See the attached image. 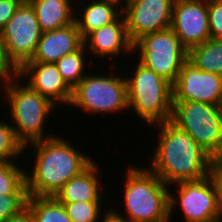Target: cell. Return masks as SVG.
<instances>
[{
	"mask_svg": "<svg viewBox=\"0 0 222 222\" xmlns=\"http://www.w3.org/2000/svg\"><path fill=\"white\" fill-rule=\"evenodd\" d=\"M154 125L159 141L148 168L166 185L209 176L217 162L186 131L171 120Z\"/></svg>",
	"mask_w": 222,
	"mask_h": 222,
	"instance_id": "obj_1",
	"label": "cell"
},
{
	"mask_svg": "<svg viewBox=\"0 0 222 222\" xmlns=\"http://www.w3.org/2000/svg\"><path fill=\"white\" fill-rule=\"evenodd\" d=\"M30 145L36 157L31 173L26 171L28 196L54 197L65 183L94 162L58 135L30 143L25 150Z\"/></svg>",
	"mask_w": 222,
	"mask_h": 222,
	"instance_id": "obj_2",
	"label": "cell"
},
{
	"mask_svg": "<svg viewBox=\"0 0 222 222\" xmlns=\"http://www.w3.org/2000/svg\"><path fill=\"white\" fill-rule=\"evenodd\" d=\"M131 166L128 165L123 185L127 215L112 211L128 222H170L168 185L148 167Z\"/></svg>",
	"mask_w": 222,
	"mask_h": 222,
	"instance_id": "obj_3",
	"label": "cell"
},
{
	"mask_svg": "<svg viewBox=\"0 0 222 222\" xmlns=\"http://www.w3.org/2000/svg\"><path fill=\"white\" fill-rule=\"evenodd\" d=\"M20 80L21 78L18 76L0 82L2 85H0V88L5 92L4 96L8 102L16 137L26 146L30 143L49 139L54 136L53 134L46 136L44 126L48 115L58 107L32 89L27 83L24 85L20 84Z\"/></svg>",
	"mask_w": 222,
	"mask_h": 222,
	"instance_id": "obj_4",
	"label": "cell"
},
{
	"mask_svg": "<svg viewBox=\"0 0 222 222\" xmlns=\"http://www.w3.org/2000/svg\"><path fill=\"white\" fill-rule=\"evenodd\" d=\"M134 68L126 74L128 108L152 127L171 120L172 84L139 61Z\"/></svg>",
	"mask_w": 222,
	"mask_h": 222,
	"instance_id": "obj_5",
	"label": "cell"
},
{
	"mask_svg": "<svg viewBox=\"0 0 222 222\" xmlns=\"http://www.w3.org/2000/svg\"><path fill=\"white\" fill-rule=\"evenodd\" d=\"M171 121L186 131L217 163L222 161V114L219 105L172 102Z\"/></svg>",
	"mask_w": 222,
	"mask_h": 222,
	"instance_id": "obj_6",
	"label": "cell"
},
{
	"mask_svg": "<svg viewBox=\"0 0 222 222\" xmlns=\"http://www.w3.org/2000/svg\"><path fill=\"white\" fill-rule=\"evenodd\" d=\"M87 74L73 89L69 106L82 108L89 115L121 113L129 109L126 77L116 76L112 71L113 76Z\"/></svg>",
	"mask_w": 222,
	"mask_h": 222,
	"instance_id": "obj_7",
	"label": "cell"
},
{
	"mask_svg": "<svg viewBox=\"0 0 222 222\" xmlns=\"http://www.w3.org/2000/svg\"><path fill=\"white\" fill-rule=\"evenodd\" d=\"M133 50L139 53L137 60L141 64L171 84L188 60V51L171 28L142 36L133 44Z\"/></svg>",
	"mask_w": 222,
	"mask_h": 222,
	"instance_id": "obj_8",
	"label": "cell"
},
{
	"mask_svg": "<svg viewBox=\"0 0 222 222\" xmlns=\"http://www.w3.org/2000/svg\"><path fill=\"white\" fill-rule=\"evenodd\" d=\"M0 32L11 59L19 68L31 61L43 33L30 3L20 4Z\"/></svg>",
	"mask_w": 222,
	"mask_h": 222,
	"instance_id": "obj_9",
	"label": "cell"
},
{
	"mask_svg": "<svg viewBox=\"0 0 222 222\" xmlns=\"http://www.w3.org/2000/svg\"><path fill=\"white\" fill-rule=\"evenodd\" d=\"M175 185L179 199L169 192V220L179 202L178 206L180 204L185 222H217L216 192L210 175L200 180L183 181Z\"/></svg>",
	"mask_w": 222,
	"mask_h": 222,
	"instance_id": "obj_10",
	"label": "cell"
},
{
	"mask_svg": "<svg viewBox=\"0 0 222 222\" xmlns=\"http://www.w3.org/2000/svg\"><path fill=\"white\" fill-rule=\"evenodd\" d=\"M174 1L125 0L123 15L131 42L134 44L146 34L169 29Z\"/></svg>",
	"mask_w": 222,
	"mask_h": 222,
	"instance_id": "obj_11",
	"label": "cell"
},
{
	"mask_svg": "<svg viewBox=\"0 0 222 222\" xmlns=\"http://www.w3.org/2000/svg\"><path fill=\"white\" fill-rule=\"evenodd\" d=\"M222 98V76L204 72L188 60L172 84V102H200L219 105Z\"/></svg>",
	"mask_w": 222,
	"mask_h": 222,
	"instance_id": "obj_12",
	"label": "cell"
},
{
	"mask_svg": "<svg viewBox=\"0 0 222 222\" xmlns=\"http://www.w3.org/2000/svg\"><path fill=\"white\" fill-rule=\"evenodd\" d=\"M170 28L187 51L210 39L207 0H175Z\"/></svg>",
	"mask_w": 222,
	"mask_h": 222,
	"instance_id": "obj_13",
	"label": "cell"
},
{
	"mask_svg": "<svg viewBox=\"0 0 222 222\" xmlns=\"http://www.w3.org/2000/svg\"><path fill=\"white\" fill-rule=\"evenodd\" d=\"M19 77H26L25 83L54 105L70 104L73 89L62 78L55 63H25L20 68Z\"/></svg>",
	"mask_w": 222,
	"mask_h": 222,
	"instance_id": "obj_14",
	"label": "cell"
},
{
	"mask_svg": "<svg viewBox=\"0 0 222 222\" xmlns=\"http://www.w3.org/2000/svg\"><path fill=\"white\" fill-rule=\"evenodd\" d=\"M83 41L87 51L100 58H117L124 51L126 55L134 53L123 14L116 21L90 32Z\"/></svg>",
	"mask_w": 222,
	"mask_h": 222,
	"instance_id": "obj_15",
	"label": "cell"
},
{
	"mask_svg": "<svg viewBox=\"0 0 222 222\" xmlns=\"http://www.w3.org/2000/svg\"><path fill=\"white\" fill-rule=\"evenodd\" d=\"M84 44L76 22L43 32L31 61L27 63H56L63 56L77 51Z\"/></svg>",
	"mask_w": 222,
	"mask_h": 222,
	"instance_id": "obj_16",
	"label": "cell"
},
{
	"mask_svg": "<svg viewBox=\"0 0 222 222\" xmlns=\"http://www.w3.org/2000/svg\"><path fill=\"white\" fill-rule=\"evenodd\" d=\"M93 162L80 175L71 178L54 196L59 202L104 201L99 167ZM99 176V177H98ZM103 198V199H102Z\"/></svg>",
	"mask_w": 222,
	"mask_h": 222,
	"instance_id": "obj_17",
	"label": "cell"
},
{
	"mask_svg": "<svg viewBox=\"0 0 222 222\" xmlns=\"http://www.w3.org/2000/svg\"><path fill=\"white\" fill-rule=\"evenodd\" d=\"M71 0H31L42 32L66 27L74 22L75 10Z\"/></svg>",
	"mask_w": 222,
	"mask_h": 222,
	"instance_id": "obj_18",
	"label": "cell"
},
{
	"mask_svg": "<svg viewBox=\"0 0 222 222\" xmlns=\"http://www.w3.org/2000/svg\"><path fill=\"white\" fill-rule=\"evenodd\" d=\"M88 2L89 4L83 6L84 8L80 7L79 14L81 15L76 16L78 14L76 12L74 18L83 39L90 32L116 21L123 14V9L117 4L97 0Z\"/></svg>",
	"mask_w": 222,
	"mask_h": 222,
	"instance_id": "obj_19",
	"label": "cell"
},
{
	"mask_svg": "<svg viewBox=\"0 0 222 222\" xmlns=\"http://www.w3.org/2000/svg\"><path fill=\"white\" fill-rule=\"evenodd\" d=\"M188 61L204 72L222 76V38H210L190 49Z\"/></svg>",
	"mask_w": 222,
	"mask_h": 222,
	"instance_id": "obj_20",
	"label": "cell"
},
{
	"mask_svg": "<svg viewBox=\"0 0 222 222\" xmlns=\"http://www.w3.org/2000/svg\"><path fill=\"white\" fill-rule=\"evenodd\" d=\"M26 207L35 222H72L66 210L55 197L28 196Z\"/></svg>",
	"mask_w": 222,
	"mask_h": 222,
	"instance_id": "obj_21",
	"label": "cell"
},
{
	"mask_svg": "<svg viewBox=\"0 0 222 222\" xmlns=\"http://www.w3.org/2000/svg\"><path fill=\"white\" fill-rule=\"evenodd\" d=\"M86 50L83 44L77 51L63 56L55 63L62 78L72 89L86 76Z\"/></svg>",
	"mask_w": 222,
	"mask_h": 222,
	"instance_id": "obj_22",
	"label": "cell"
},
{
	"mask_svg": "<svg viewBox=\"0 0 222 222\" xmlns=\"http://www.w3.org/2000/svg\"><path fill=\"white\" fill-rule=\"evenodd\" d=\"M26 171L13 161L0 162V195L27 194Z\"/></svg>",
	"mask_w": 222,
	"mask_h": 222,
	"instance_id": "obj_23",
	"label": "cell"
},
{
	"mask_svg": "<svg viewBox=\"0 0 222 222\" xmlns=\"http://www.w3.org/2000/svg\"><path fill=\"white\" fill-rule=\"evenodd\" d=\"M105 201L60 202L72 222H100L102 203Z\"/></svg>",
	"mask_w": 222,
	"mask_h": 222,
	"instance_id": "obj_24",
	"label": "cell"
},
{
	"mask_svg": "<svg viewBox=\"0 0 222 222\" xmlns=\"http://www.w3.org/2000/svg\"><path fill=\"white\" fill-rule=\"evenodd\" d=\"M11 125L6 121H0V162L14 161L13 158L18 159L25 153V146L17 139Z\"/></svg>",
	"mask_w": 222,
	"mask_h": 222,
	"instance_id": "obj_25",
	"label": "cell"
},
{
	"mask_svg": "<svg viewBox=\"0 0 222 222\" xmlns=\"http://www.w3.org/2000/svg\"><path fill=\"white\" fill-rule=\"evenodd\" d=\"M27 198L28 194L0 195V222H6L26 208Z\"/></svg>",
	"mask_w": 222,
	"mask_h": 222,
	"instance_id": "obj_26",
	"label": "cell"
},
{
	"mask_svg": "<svg viewBox=\"0 0 222 222\" xmlns=\"http://www.w3.org/2000/svg\"><path fill=\"white\" fill-rule=\"evenodd\" d=\"M210 38H222V0H207Z\"/></svg>",
	"mask_w": 222,
	"mask_h": 222,
	"instance_id": "obj_27",
	"label": "cell"
},
{
	"mask_svg": "<svg viewBox=\"0 0 222 222\" xmlns=\"http://www.w3.org/2000/svg\"><path fill=\"white\" fill-rule=\"evenodd\" d=\"M19 73L20 68L11 59L0 32V82L16 78Z\"/></svg>",
	"mask_w": 222,
	"mask_h": 222,
	"instance_id": "obj_28",
	"label": "cell"
},
{
	"mask_svg": "<svg viewBox=\"0 0 222 222\" xmlns=\"http://www.w3.org/2000/svg\"><path fill=\"white\" fill-rule=\"evenodd\" d=\"M216 192L217 222H222V165L217 163L209 174Z\"/></svg>",
	"mask_w": 222,
	"mask_h": 222,
	"instance_id": "obj_29",
	"label": "cell"
},
{
	"mask_svg": "<svg viewBox=\"0 0 222 222\" xmlns=\"http://www.w3.org/2000/svg\"><path fill=\"white\" fill-rule=\"evenodd\" d=\"M20 4L16 0H0V31L13 17Z\"/></svg>",
	"mask_w": 222,
	"mask_h": 222,
	"instance_id": "obj_30",
	"label": "cell"
},
{
	"mask_svg": "<svg viewBox=\"0 0 222 222\" xmlns=\"http://www.w3.org/2000/svg\"><path fill=\"white\" fill-rule=\"evenodd\" d=\"M6 222H35L30 210L26 207L19 214L12 216Z\"/></svg>",
	"mask_w": 222,
	"mask_h": 222,
	"instance_id": "obj_31",
	"label": "cell"
},
{
	"mask_svg": "<svg viewBox=\"0 0 222 222\" xmlns=\"http://www.w3.org/2000/svg\"><path fill=\"white\" fill-rule=\"evenodd\" d=\"M103 219L100 222H128L124 218L116 215L112 209H109L108 211H104Z\"/></svg>",
	"mask_w": 222,
	"mask_h": 222,
	"instance_id": "obj_32",
	"label": "cell"
},
{
	"mask_svg": "<svg viewBox=\"0 0 222 222\" xmlns=\"http://www.w3.org/2000/svg\"><path fill=\"white\" fill-rule=\"evenodd\" d=\"M97 1H107V2H111V3H114V4L119 5V6L121 7V9H123V6H124V4H125V3H123V2H125V0H124V1H123V0H97Z\"/></svg>",
	"mask_w": 222,
	"mask_h": 222,
	"instance_id": "obj_33",
	"label": "cell"
},
{
	"mask_svg": "<svg viewBox=\"0 0 222 222\" xmlns=\"http://www.w3.org/2000/svg\"><path fill=\"white\" fill-rule=\"evenodd\" d=\"M16 1H18V2L21 3V4H27V3H29L31 0H16Z\"/></svg>",
	"mask_w": 222,
	"mask_h": 222,
	"instance_id": "obj_34",
	"label": "cell"
},
{
	"mask_svg": "<svg viewBox=\"0 0 222 222\" xmlns=\"http://www.w3.org/2000/svg\"><path fill=\"white\" fill-rule=\"evenodd\" d=\"M219 109H220V113L222 114V98H221V101H220V104H219Z\"/></svg>",
	"mask_w": 222,
	"mask_h": 222,
	"instance_id": "obj_35",
	"label": "cell"
}]
</instances>
